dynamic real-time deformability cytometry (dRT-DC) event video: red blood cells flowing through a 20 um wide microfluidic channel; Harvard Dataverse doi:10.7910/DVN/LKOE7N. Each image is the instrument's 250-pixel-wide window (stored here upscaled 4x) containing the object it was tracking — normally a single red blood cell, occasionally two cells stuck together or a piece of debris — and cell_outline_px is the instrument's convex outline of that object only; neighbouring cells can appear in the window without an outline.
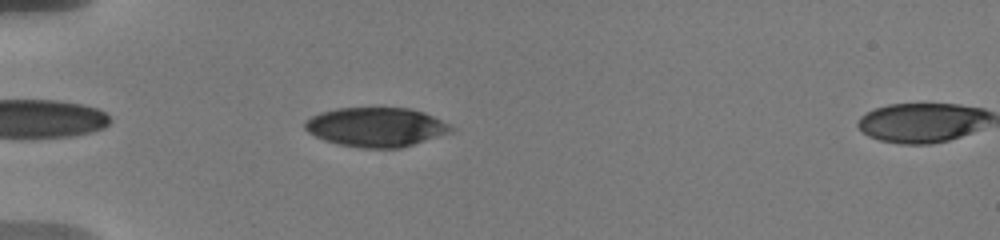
{"species": "human", "species_latin": "Homo sapiens", "temperature_condition": "warm", "stored_images_in_passage": 8, "camera_frame_rate_fps": 3000, "um_per_image_px": 0.085, "donor": {"sex": "male"}, "frame": {"image": 1, "passage_image": 7, "time_ms": 5.333, "image_size_px": [1000, 240], "cell_outline_px": [[456, 128], [448, 132], [400, 148], [360, 148], [340, 144], [324, 140], [308, 132], [304, 128], [304, 124], [312, 116], [320, 112], [336, 108], [408, 108], [424, 112]], "centroid_in_image_um": [31.92, 10.79], "position_along_channel_um": 53.1, "area_um2": 32.95}}